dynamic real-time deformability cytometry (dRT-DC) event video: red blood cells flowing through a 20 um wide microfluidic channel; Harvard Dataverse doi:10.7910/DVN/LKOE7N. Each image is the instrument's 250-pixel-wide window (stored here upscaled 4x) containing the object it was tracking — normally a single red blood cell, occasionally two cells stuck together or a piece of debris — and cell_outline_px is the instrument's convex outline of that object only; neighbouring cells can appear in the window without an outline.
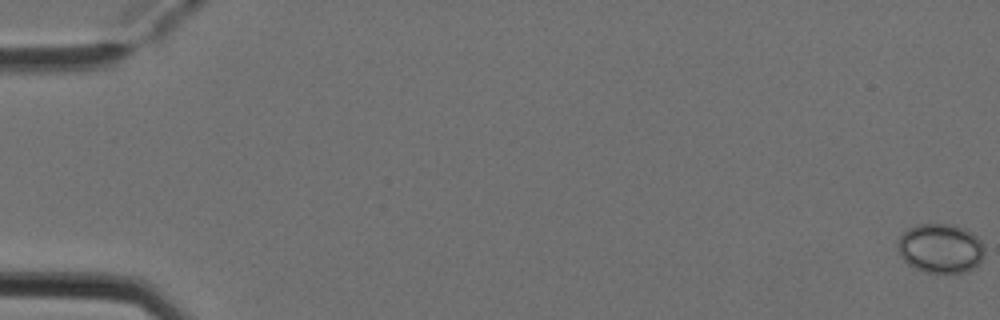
{"species": "Egyptian fruit bat (a non-hibernating species)", "species_latin": "Rousettus aegyptiacus", "temperature_condition": "cold", "stored_images_in_passage": 5, "camera_frame_rate_fps": 3000, "um_per_image_px": 0.085, "animal": {"sex": "female"}, "frame": {"image": 1, "passage_image": 1, "time_ms": 0.0, "image_size_px": [1000, 320], "cell_outline_px": [[984, 256], [980, 264], [968, 272], [924, 272], [908, 264], [900, 256], [896, 248], [896, 244], [900, 236], [908, 228], [916, 224], [948, 224], [964, 228], [972, 232], [980, 240], [984, 248]], "centroid_in_image_um": [79.94, 21.11], "position_along_channel_um": 5.1, "area_um2": 25.2}}
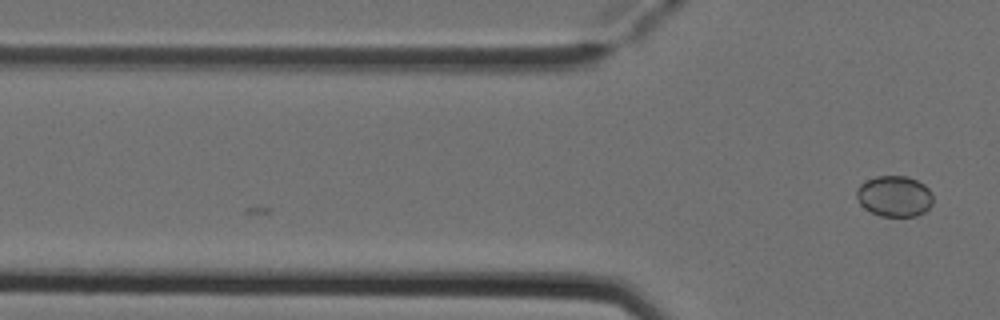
{"frame": {"image": 2, "passage_image": 5, "time_ms": 1.333, "image_size_px": [1000, 320], "cell_outline_px": [[932, 204], [924, 212], [916, 216], [880, 216], [864, 208], [860, 204], [856, 196], [856, 192], [860, 184], [864, 180], [876, 176], [908, 176], [924, 184], [932, 192]], "centroid_in_image_um": [76.02, 16.67], "position_along_channel_um": 49.8, "area_um2": 18.32}}